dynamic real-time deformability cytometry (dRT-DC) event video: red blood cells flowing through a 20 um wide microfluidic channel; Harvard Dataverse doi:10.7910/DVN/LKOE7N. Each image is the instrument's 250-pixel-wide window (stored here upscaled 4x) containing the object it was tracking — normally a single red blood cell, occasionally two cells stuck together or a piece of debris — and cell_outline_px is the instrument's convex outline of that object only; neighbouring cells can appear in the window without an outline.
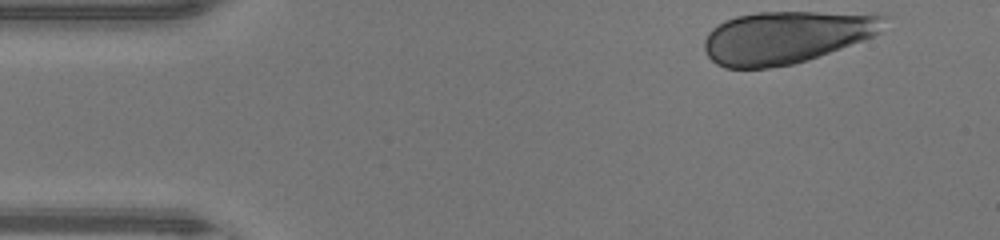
{"species": "human", "species_latin": "Homo sapiens", "temperature_condition": "warm", "stored_images_in_passage": 43, "camera_frame_rate_fps": 3000, "um_per_image_px": 0.085, "donor": {"sex": "male"}, "frame": {"image": 1, "passage_image": 1, "time_ms": 0.0, "image_size_px": [1000, 240], "cell_outline_px": [[892, 16], [880, 32], [864, 40], [808, 60], [792, 64], [768, 68], [724, 68], [716, 64], [708, 56], [704, 48], [704, 40], [708, 32], [712, 28], [724, 20], [736, 16], [756, 12], [880, 12]], "centroid_in_image_um": [66.92, 3.13], "position_along_channel_um": 18.1, "area_um2": 55.95}}